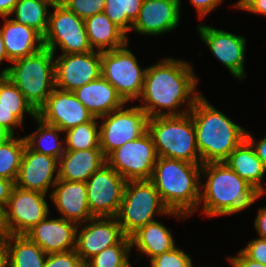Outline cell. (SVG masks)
<instances>
[{"mask_svg": "<svg viewBox=\"0 0 266 267\" xmlns=\"http://www.w3.org/2000/svg\"><path fill=\"white\" fill-rule=\"evenodd\" d=\"M148 132L152 136L158 157L202 164L190 112L151 117L148 120Z\"/></svg>", "mask_w": 266, "mask_h": 267, "instance_id": "6", "label": "cell"}, {"mask_svg": "<svg viewBox=\"0 0 266 267\" xmlns=\"http://www.w3.org/2000/svg\"><path fill=\"white\" fill-rule=\"evenodd\" d=\"M4 267H43L47 254L26 235L5 234L2 239Z\"/></svg>", "mask_w": 266, "mask_h": 267, "instance_id": "25", "label": "cell"}, {"mask_svg": "<svg viewBox=\"0 0 266 267\" xmlns=\"http://www.w3.org/2000/svg\"><path fill=\"white\" fill-rule=\"evenodd\" d=\"M222 1L223 0H190V3L195 6L199 15L198 17L202 19L213 11L216 6L218 7Z\"/></svg>", "mask_w": 266, "mask_h": 267, "instance_id": "42", "label": "cell"}, {"mask_svg": "<svg viewBox=\"0 0 266 267\" xmlns=\"http://www.w3.org/2000/svg\"><path fill=\"white\" fill-rule=\"evenodd\" d=\"M197 29L201 40L217 60L229 70L235 79H244L246 77L244 66L246 38L209 25L199 24Z\"/></svg>", "mask_w": 266, "mask_h": 267, "instance_id": "16", "label": "cell"}, {"mask_svg": "<svg viewBox=\"0 0 266 267\" xmlns=\"http://www.w3.org/2000/svg\"><path fill=\"white\" fill-rule=\"evenodd\" d=\"M3 265L2 263V243H1V240H0V267Z\"/></svg>", "mask_w": 266, "mask_h": 267, "instance_id": "52", "label": "cell"}, {"mask_svg": "<svg viewBox=\"0 0 266 267\" xmlns=\"http://www.w3.org/2000/svg\"><path fill=\"white\" fill-rule=\"evenodd\" d=\"M18 0H0V16H11V12Z\"/></svg>", "mask_w": 266, "mask_h": 267, "instance_id": "47", "label": "cell"}, {"mask_svg": "<svg viewBox=\"0 0 266 267\" xmlns=\"http://www.w3.org/2000/svg\"><path fill=\"white\" fill-rule=\"evenodd\" d=\"M5 60L8 61V62H12L9 58H8V55L6 53V48H5V45H4V40H3V36H2V33L0 31V63L3 62Z\"/></svg>", "mask_w": 266, "mask_h": 267, "instance_id": "48", "label": "cell"}, {"mask_svg": "<svg viewBox=\"0 0 266 267\" xmlns=\"http://www.w3.org/2000/svg\"><path fill=\"white\" fill-rule=\"evenodd\" d=\"M56 88L75 91L101 76V52L61 54L54 58Z\"/></svg>", "mask_w": 266, "mask_h": 267, "instance_id": "14", "label": "cell"}, {"mask_svg": "<svg viewBox=\"0 0 266 267\" xmlns=\"http://www.w3.org/2000/svg\"><path fill=\"white\" fill-rule=\"evenodd\" d=\"M53 187L49 196L62 215L61 218L75 222L77 225L93 218L89 211L85 182L58 179Z\"/></svg>", "mask_w": 266, "mask_h": 267, "instance_id": "21", "label": "cell"}, {"mask_svg": "<svg viewBox=\"0 0 266 267\" xmlns=\"http://www.w3.org/2000/svg\"><path fill=\"white\" fill-rule=\"evenodd\" d=\"M202 164L158 157L150 181L170 211L190 216L199 207Z\"/></svg>", "mask_w": 266, "mask_h": 267, "instance_id": "4", "label": "cell"}, {"mask_svg": "<svg viewBox=\"0 0 266 267\" xmlns=\"http://www.w3.org/2000/svg\"><path fill=\"white\" fill-rule=\"evenodd\" d=\"M130 239L132 248L135 246L147 255L149 261L176 247L171 231L156 220L139 228L130 236Z\"/></svg>", "mask_w": 266, "mask_h": 267, "instance_id": "28", "label": "cell"}, {"mask_svg": "<svg viewBox=\"0 0 266 267\" xmlns=\"http://www.w3.org/2000/svg\"><path fill=\"white\" fill-rule=\"evenodd\" d=\"M241 251L251 260L266 265V240L259 237L250 240Z\"/></svg>", "mask_w": 266, "mask_h": 267, "instance_id": "39", "label": "cell"}, {"mask_svg": "<svg viewBox=\"0 0 266 267\" xmlns=\"http://www.w3.org/2000/svg\"><path fill=\"white\" fill-rule=\"evenodd\" d=\"M239 9L266 16V0H247Z\"/></svg>", "mask_w": 266, "mask_h": 267, "instance_id": "45", "label": "cell"}, {"mask_svg": "<svg viewBox=\"0 0 266 267\" xmlns=\"http://www.w3.org/2000/svg\"><path fill=\"white\" fill-rule=\"evenodd\" d=\"M52 8L54 10L49 14L48 29L43 36L44 47L54 55L58 47L62 54L93 51L84 19L79 18L59 0H56Z\"/></svg>", "mask_w": 266, "mask_h": 267, "instance_id": "8", "label": "cell"}, {"mask_svg": "<svg viewBox=\"0 0 266 267\" xmlns=\"http://www.w3.org/2000/svg\"><path fill=\"white\" fill-rule=\"evenodd\" d=\"M54 57L48 48L43 47L32 55L12 61L14 65L1 71L36 111L56 88Z\"/></svg>", "mask_w": 266, "mask_h": 267, "instance_id": "5", "label": "cell"}, {"mask_svg": "<svg viewBox=\"0 0 266 267\" xmlns=\"http://www.w3.org/2000/svg\"><path fill=\"white\" fill-rule=\"evenodd\" d=\"M233 267H266L265 264L256 262L248 258L241 250L237 256L227 258Z\"/></svg>", "mask_w": 266, "mask_h": 267, "instance_id": "43", "label": "cell"}, {"mask_svg": "<svg viewBox=\"0 0 266 267\" xmlns=\"http://www.w3.org/2000/svg\"><path fill=\"white\" fill-rule=\"evenodd\" d=\"M158 155L147 131L141 137L125 143L106 157V163L126 181L150 180Z\"/></svg>", "mask_w": 266, "mask_h": 267, "instance_id": "11", "label": "cell"}, {"mask_svg": "<svg viewBox=\"0 0 266 267\" xmlns=\"http://www.w3.org/2000/svg\"><path fill=\"white\" fill-rule=\"evenodd\" d=\"M81 19L94 16L104 11L106 0H59Z\"/></svg>", "mask_w": 266, "mask_h": 267, "instance_id": "37", "label": "cell"}, {"mask_svg": "<svg viewBox=\"0 0 266 267\" xmlns=\"http://www.w3.org/2000/svg\"><path fill=\"white\" fill-rule=\"evenodd\" d=\"M25 147V138L15 135L0 142V178L16 182Z\"/></svg>", "mask_w": 266, "mask_h": 267, "instance_id": "31", "label": "cell"}, {"mask_svg": "<svg viewBox=\"0 0 266 267\" xmlns=\"http://www.w3.org/2000/svg\"><path fill=\"white\" fill-rule=\"evenodd\" d=\"M75 222L64 218L50 219L49 215L25 235L46 254L67 252L76 249Z\"/></svg>", "mask_w": 266, "mask_h": 267, "instance_id": "20", "label": "cell"}, {"mask_svg": "<svg viewBox=\"0 0 266 267\" xmlns=\"http://www.w3.org/2000/svg\"><path fill=\"white\" fill-rule=\"evenodd\" d=\"M2 18L4 24L0 31L11 61L32 55L44 47L43 36L35 29L18 24L9 16Z\"/></svg>", "mask_w": 266, "mask_h": 267, "instance_id": "24", "label": "cell"}, {"mask_svg": "<svg viewBox=\"0 0 266 267\" xmlns=\"http://www.w3.org/2000/svg\"><path fill=\"white\" fill-rule=\"evenodd\" d=\"M14 186V181L0 178V209L2 211L6 208Z\"/></svg>", "mask_w": 266, "mask_h": 267, "instance_id": "44", "label": "cell"}, {"mask_svg": "<svg viewBox=\"0 0 266 267\" xmlns=\"http://www.w3.org/2000/svg\"><path fill=\"white\" fill-rule=\"evenodd\" d=\"M254 225L259 238L266 240V206L258 210Z\"/></svg>", "mask_w": 266, "mask_h": 267, "instance_id": "46", "label": "cell"}, {"mask_svg": "<svg viewBox=\"0 0 266 267\" xmlns=\"http://www.w3.org/2000/svg\"><path fill=\"white\" fill-rule=\"evenodd\" d=\"M47 194L14 186L3 210L5 234L25 235L49 215Z\"/></svg>", "mask_w": 266, "mask_h": 267, "instance_id": "12", "label": "cell"}, {"mask_svg": "<svg viewBox=\"0 0 266 267\" xmlns=\"http://www.w3.org/2000/svg\"><path fill=\"white\" fill-rule=\"evenodd\" d=\"M56 0H18L11 15L15 14L14 20L35 29L44 36L48 29L49 14L48 6L52 7Z\"/></svg>", "mask_w": 266, "mask_h": 267, "instance_id": "29", "label": "cell"}, {"mask_svg": "<svg viewBox=\"0 0 266 267\" xmlns=\"http://www.w3.org/2000/svg\"><path fill=\"white\" fill-rule=\"evenodd\" d=\"M84 21L88 41L94 51L105 52L129 44L127 34L113 23L104 12L88 17Z\"/></svg>", "mask_w": 266, "mask_h": 267, "instance_id": "26", "label": "cell"}, {"mask_svg": "<svg viewBox=\"0 0 266 267\" xmlns=\"http://www.w3.org/2000/svg\"><path fill=\"white\" fill-rule=\"evenodd\" d=\"M58 166L59 159L35 152L26 145L15 185L47 194L59 179Z\"/></svg>", "mask_w": 266, "mask_h": 267, "instance_id": "18", "label": "cell"}, {"mask_svg": "<svg viewBox=\"0 0 266 267\" xmlns=\"http://www.w3.org/2000/svg\"><path fill=\"white\" fill-rule=\"evenodd\" d=\"M0 106L15 110V115L23 122L24 113L35 119L37 111L26 100L23 93L4 74L0 73Z\"/></svg>", "mask_w": 266, "mask_h": 267, "instance_id": "34", "label": "cell"}, {"mask_svg": "<svg viewBox=\"0 0 266 267\" xmlns=\"http://www.w3.org/2000/svg\"><path fill=\"white\" fill-rule=\"evenodd\" d=\"M22 122L16 115L15 110L0 106V127L8 134L15 135L16 127H23Z\"/></svg>", "mask_w": 266, "mask_h": 267, "instance_id": "40", "label": "cell"}, {"mask_svg": "<svg viewBox=\"0 0 266 267\" xmlns=\"http://www.w3.org/2000/svg\"><path fill=\"white\" fill-rule=\"evenodd\" d=\"M104 164L106 157L101 149L65 150L59 159L58 178L86 182Z\"/></svg>", "mask_w": 266, "mask_h": 267, "instance_id": "23", "label": "cell"}, {"mask_svg": "<svg viewBox=\"0 0 266 267\" xmlns=\"http://www.w3.org/2000/svg\"><path fill=\"white\" fill-rule=\"evenodd\" d=\"M94 117L91 121L65 131V150H87L100 148L99 124Z\"/></svg>", "mask_w": 266, "mask_h": 267, "instance_id": "32", "label": "cell"}, {"mask_svg": "<svg viewBox=\"0 0 266 267\" xmlns=\"http://www.w3.org/2000/svg\"><path fill=\"white\" fill-rule=\"evenodd\" d=\"M143 0H106L104 13L126 34L139 16Z\"/></svg>", "mask_w": 266, "mask_h": 267, "instance_id": "33", "label": "cell"}, {"mask_svg": "<svg viewBox=\"0 0 266 267\" xmlns=\"http://www.w3.org/2000/svg\"><path fill=\"white\" fill-rule=\"evenodd\" d=\"M189 112L202 164L224 162L245 139L246 130L211 105L203 94Z\"/></svg>", "mask_w": 266, "mask_h": 267, "instance_id": "3", "label": "cell"}, {"mask_svg": "<svg viewBox=\"0 0 266 267\" xmlns=\"http://www.w3.org/2000/svg\"><path fill=\"white\" fill-rule=\"evenodd\" d=\"M89 211L93 217H116L126 180L107 163L85 182Z\"/></svg>", "mask_w": 266, "mask_h": 267, "instance_id": "13", "label": "cell"}, {"mask_svg": "<svg viewBox=\"0 0 266 267\" xmlns=\"http://www.w3.org/2000/svg\"><path fill=\"white\" fill-rule=\"evenodd\" d=\"M192 66L186 60L165 58L147 67L142 92L138 99L143 103L139 107L149 118L183 115L194 107L195 101L202 94L196 91L199 79ZM183 103H187L188 107L179 111Z\"/></svg>", "mask_w": 266, "mask_h": 267, "instance_id": "1", "label": "cell"}, {"mask_svg": "<svg viewBox=\"0 0 266 267\" xmlns=\"http://www.w3.org/2000/svg\"><path fill=\"white\" fill-rule=\"evenodd\" d=\"M38 122V129L32 134L26 135V145L33 151L60 159L65 152V140H59L58 127L43 122L40 118L34 119Z\"/></svg>", "mask_w": 266, "mask_h": 267, "instance_id": "30", "label": "cell"}, {"mask_svg": "<svg viewBox=\"0 0 266 267\" xmlns=\"http://www.w3.org/2000/svg\"><path fill=\"white\" fill-rule=\"evenodd\" d=\"M87 223L78 224L76 229L75 250L84 263L126 236L116 217H93Z\"/></svg>", "mask_w": 266, "mask_h": 267, "instance_id": "15", "label": "cell"}, {"mask_svg": "<svg viewBox=\"0 0 266 267\" xmlns=\"http://www.w3.org/2000/svg\"><path fill=\"white\" fill-rule=\"evenodd\" d=\"M9 135L0 127V142L6 139Z\"/></svg>", "mask_w": 266, "mask_h": 267, "instance_id": "50", "label": "cell"}, {"mask_svg": "<svg viewBox=\"0 0 266 267\" xmlns=\"http://www.w3.org/2000/svg\"><path fill=\"white\" fill-rule=\"evenodd\" d=\"M43 267H85L76 250L47 254Z\"/></svg>", "mask_w": 266, "mask_h": 267, "instance_id": "38", "label": "cell"}, {"mask_svg": "<svg viewBox=\"0 0 266 267\" xmlns=\"http://www.w3.org/2000/svg\"><path fill=\"white\" fill-rule=\"evenodd\" d=\"M247 0H238L236 4H234L235 8H240Z\"/></svg>", "mask_w": 266, "mask_h": 267, "instance_id": "51", "label": "cell"}, {"mask_svg": "<svg viewBox=\"0 0 266 267\" xmlns=\"http://www.w3.org/2000/svg\"><path fill=\"white\" fill-rule=\"evenodd\" d=\"M151 267H191L192 260L177 246L171 251L159 254L150 260Z\"/></svg>", "mask_w": 266, "mask_h": 267, "instance_id": "36", "label": "cell"}, {"mask_svg": "<svg viewBox=\"0 0 266 267\" xmlns=\"http://www.w3.org/2000/svg\"><path fill=\"white\" fill-rule=\"evenodd\" d=\"M224 162L260 194H265L266 188L261 182L266 171L262 161L257 157L252 146L246 139L231 152Z\"/></svg>", "mask_w": 266, "mask_h": 267, "instance_id": "27", "label": "cell"}, {"mask_svg": "<svg viewBox=\"0 0 266 267\" xmlns=\"http://www.w3.org/2000/svg\"><path fill=\"white\" fill-rule=\"evenodd\" d=\"M127 46L101 52V75L126 103L141 95L147 70L140 68L136 56Z\"/></svg>", "mask_w": 266, "mask_h": 267, "instance_id": "9", "label": "cell"}, {"mask_svg": "<svg viewBox=\"0 0 266 267\" xmlns=\"http://www.w3.org/2000/svg\"><path fill=\"white\" fill-rule=\"evenodd\" d=\"M37 117L63 132L94 118L73 92L58 88L51 92L45 104L37 111Z\"/></svg>", "mask_w": 266, "mask_h": 267, "instance_id": "17", "label": "cell"}, {"mask_svg": "<svg viewBox=\"0 0 266 267\" xmlns=\"http://www.w3.org/2000/svg\"><path fill=\"white\" fill-rule=\"evenodd\" d=\"M93 117L100 118L127 104L116 88L102 75L88 84L73 91Z\"/></svg>", "mask_w": 266, "mask_h": 267, "instance_id": "22", "label": "cell"}, {"mask_svg": "<svg viewBox=\"0 0 266 267\" xmlns=\"http://www.w3.org/2000/svg\"><path fill=\"white\" fill-rule=\"evenodd\" d=\"M181 6L180 0H143L131 30L151 36L172 31L180 22Z\"/></svg>", "mask_w": 266, "mask_h": 267, "instance_id": "19", "label": "cell"}, {"mask_svg": "<svg viewBox=\"0 0 266 267\" xmlns=\"http://www.w3.org/2000/svg\"><path fill=\"white\" fill-rule=\"evenodd\" d=\"M157 214L178 218L187 217L170 211L150 180L126 181L120 210L116 216L123 233L130 237L139 228L154 221V216Z\"/></svg>", "mask_w": 266, "mask_h": 267, "instance_id": "7", "label": "cell"}, {"mask_svg": "<svg viewBox=\"0 0 266 267\" xmlns=\"http://www.w3.org/2000/svg\"><path fill=\"white\" fill-rule=\"evenodd\" d=\"M206 176H205V175ZM201 175L207 181L201 184L202 210L206 216L232 215L250 207L263 196L246 180L236 174L225 162L202 164Z\"/></svg>", "mask_w": 266, "mask_h": 267, "instance_id": "2", "label": "cell"}, {"mask_svg": "<svg viewBox=\"0 0 266 267\" xmlns=\"http://www.w3.org/2000/svg\"><path fill=\"white\" fill-rule=\"evenodd\" d=\"M132 250L131 239L125 236L118 244L106 248L92 256L85 263V267H132L129 255Z\"/></svg>", "mask_w": 266, "mask_h": 267, "instance_id": "35", "label": "cell"}, {"mask_svg": "<svg viewBox=\"0 0 266 267\" xmlns=\"http://www.w3.org/2000/svg\"><path fill=\"white\" fill-rule=\"evenodd\" d=\"M5 235V229L3 226V211L0 209V240Z\"/></svg>", "mask_w": 266, "mask_h": 267, "instance_id": "49", "label": "cell"}, {"mask_svg": "<svg viewBox=\"0 0 266 267\" xmlns=\"http://www.w3.org/2000/svg\"><path fill=\"white\" fill-rule=\"evenodd\" d=\"M112 111L98 118L100 148L105 157L112 151L133 141L148 131L149 117L138 105ZM101 123V124H100Z\"/></svg>", "mask_w": 266, "mask_h": 267, "instance_id": "10", "label": "cell"}, {"mask_svg": "<svg viewBox=\"0 0 266 267\" xmlns=\"http://www.w3.org/2000/svg\"><path fill=\"white\" fill-rule=\"evenodd\" d=\"M245 139L250 143L255 154L262 161L263 167L266 171V136L261 141H256L252 134L249 133V131H246Z\"/></svg>", "mask_w": 266, "mask_h": 267, "instance_id": "41", "label": "cell"}]
</instances>
